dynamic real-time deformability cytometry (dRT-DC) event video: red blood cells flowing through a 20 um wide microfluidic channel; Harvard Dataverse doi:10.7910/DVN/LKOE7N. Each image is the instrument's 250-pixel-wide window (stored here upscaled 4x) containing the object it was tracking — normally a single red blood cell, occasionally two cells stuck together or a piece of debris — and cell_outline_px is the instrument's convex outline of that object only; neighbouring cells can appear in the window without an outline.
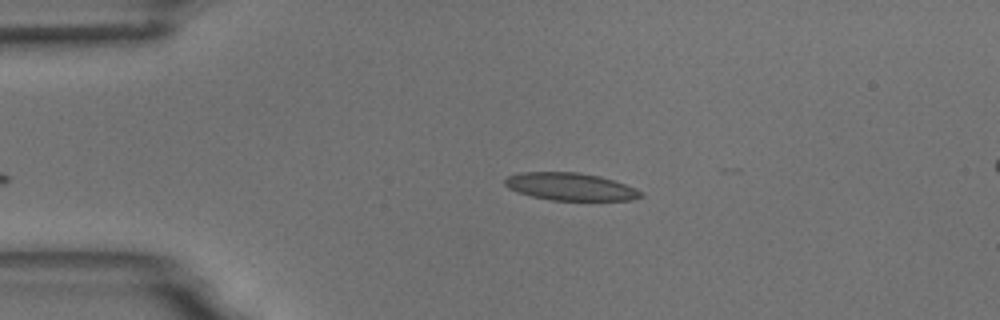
{"species": "common noctule bat (a hibernating species)", "species_latin": "Nyctalus noctula", "temperature_condition": "room temperature", "stored_images_in_passage": 4, "camera_frame_rate_fps": 3000, "um_per_image_px": 0.085, "animal": {"sex": "male", "body_mass_g": 18.8}, "frame": {"image": 1, "passage_image": 4, "time_ms": 3.667, "image_size_px": [1000, 320], "cell_outline_px": [[644, 196], [632, 200], [552, 200], [532, 196], [516, 192], [508, 188], [504, 184], [504, 180], [508, 176], [524, 172], [576, 172], [600, 176], [636, 188], [644, 192]], "centroid_in_image_um": [48.5, 15.87], "position_along_channel_um": 36.5, "area_um2": 21.79}}